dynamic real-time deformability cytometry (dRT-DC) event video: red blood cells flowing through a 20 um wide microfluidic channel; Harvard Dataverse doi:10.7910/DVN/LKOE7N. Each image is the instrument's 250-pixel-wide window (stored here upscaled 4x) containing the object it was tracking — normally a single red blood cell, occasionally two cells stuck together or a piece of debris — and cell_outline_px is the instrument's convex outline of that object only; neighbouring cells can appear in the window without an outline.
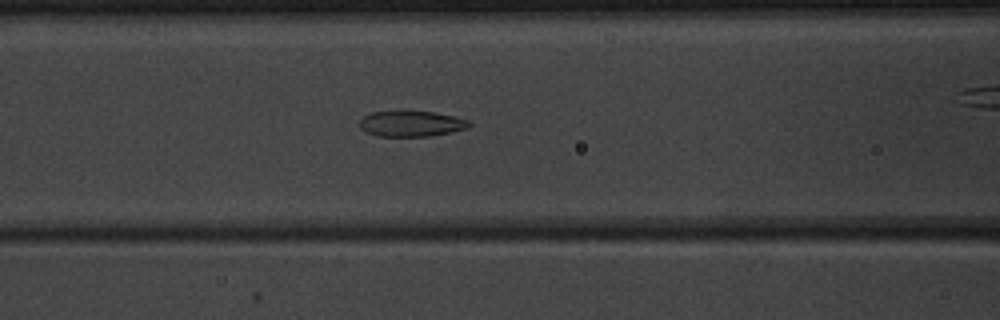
{"species": "common noctule bat (a hibernating species)", "species_latin": "Nyctalus noctula", "temperature_condition": "warm", "stored_images_in_passage": 52, "camera_frame_rate_fps": 3000, "um_per_image_px": 0.085, "animal": {"sex": "male", "body_mass_g": 20.1, "forearm_length_mm": 53.5}, "frame": {"image": 1, "passage_image": 22, "time_ms": 7.0, "image_size_px": [1000, 320], "cell_outline_px": [[472, 124], [468, 128], [452, 132], [428, 136], [376, 136], [360, 128], [360, 120], [364, 116], [372, 112], [432, 112], [452, 116], [468, 120]], "centroid_in_image_um": [34.97, 10.53], "position_along_channel_um": 131.6, "area_um2": 16.07}}
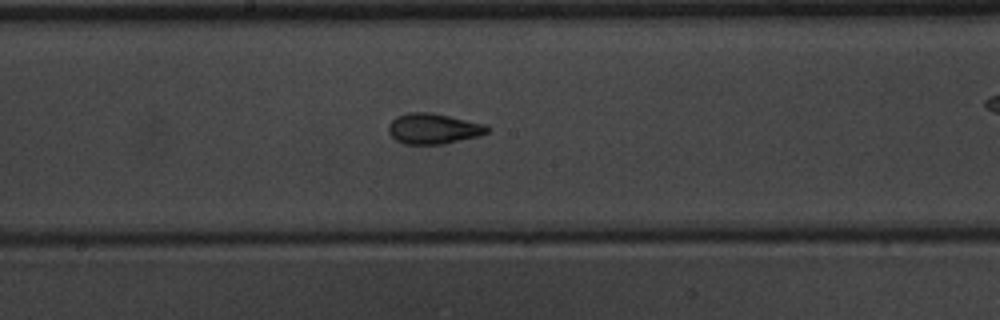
{"frame": {"image": 2, "passage_image": 28, "time_ms": 9.0, "image_size_px": [1000, 320], "cell_outline_px": [[492, 128], [488, 132], [480, 136], [444, 144], [404, 144], [396, 140], [388, 132], [388, 124], [396, 116], [408, 112], [428, 112], [448, 116], [484, 124]], "centroid_in_image_um": [36.83, 10.94], "position_along_channel_um": 211.4, "area_um2": 17.63}}
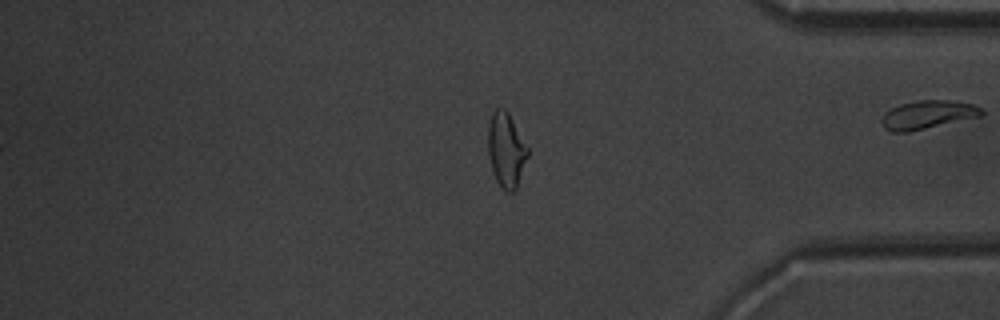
{"frame": {"image": 3, "passage_image": 43, "time_ms": 14.0, "image_size_px": [1000, 320], "cell_outline_px": [[528, 156], [516, 192], [508, 192], [496, 180], [492, 168], [488, 152], [488, 120], [492, 112], [496, 108], [504, 108], [508, 112], [528, 148]], "centroid_in_image_um": [43.02, 12.73], "position_along_channel_um": 392.2, "area_um2": 17.22}, "authors_computed_cell_mechanics": {"area_um2": 18.0336, "velocity_mm_per_s": 3.9798, "shape_relaxation_time_tau1_ms": null, "shape_relaxation_time_tau2_ms": 1.53, "deformation_change_tau1": null, "deformation_change_tau2": 0.091}}